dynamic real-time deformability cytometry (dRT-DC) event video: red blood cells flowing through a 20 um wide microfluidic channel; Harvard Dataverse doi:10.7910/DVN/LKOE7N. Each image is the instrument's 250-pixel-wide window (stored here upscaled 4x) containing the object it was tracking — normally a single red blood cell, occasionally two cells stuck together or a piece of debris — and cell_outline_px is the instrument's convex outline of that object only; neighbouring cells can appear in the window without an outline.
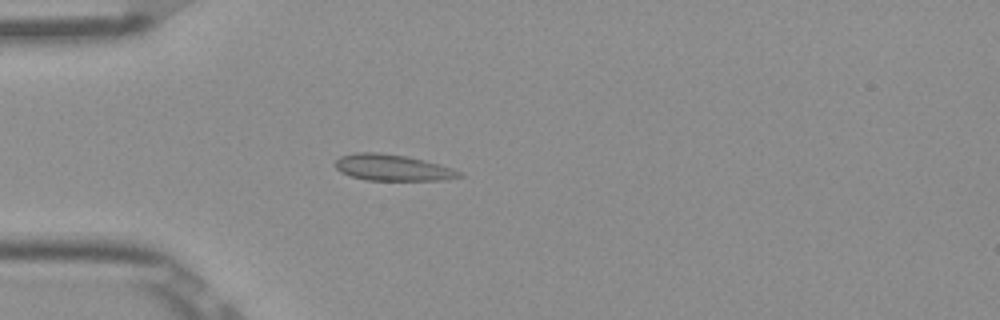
{"species": "Egyptian fruit bat (a non-hibernating species)", "species_latin": "Rousettus aegyptiacus", "temperature_condition": "room temperature", "stored_images_in_passage": 51, "camera_frame_rate_fps": 3000, "um_per_image_px": 0.085, "frame": {"image": 1, "passage_image": 14, "time_ms": 4.333, "image_size_px": [1000, 320], "cell_outline_px": [[464, 176], [440, 180], [364, 180], [340, 172], [336, 168], [336, 160], [340, 156], [352, 152], [376, 152], [404, 156], [440, 164], [452, 168], [460, 172]], "centroid_in_image_um": [33.33, 14.25], "position_along_channel_um": 51.7, "area_um2": 18.84}}
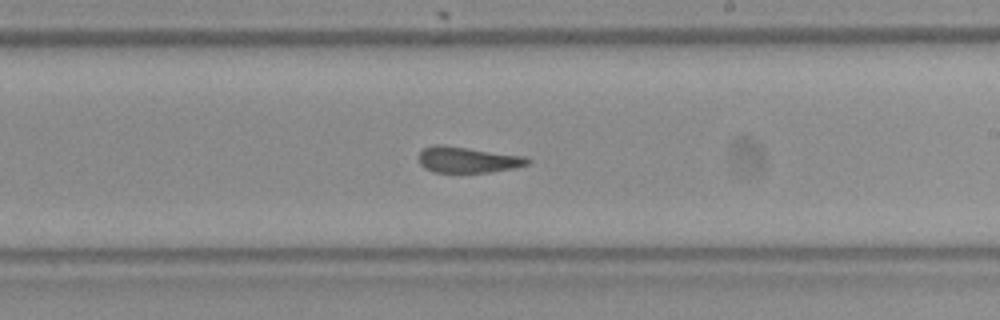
{"frame": {"image": 2, "passage_image": 30, "time_ms": 9.667, "image_size_px": [1000, 320], "cell_outline_px": [[532, 160], [528, 164], [512, 168], [488, 172], [432, 172], [424, 168], [420, 164], [416, 156], [424, 148], [432, 144], [444, 144], [524, 156]], "centroid_in_image_um": [39.68, 13.56], "position_along_channel_um": 249.3, "area_um2": 16.65}}
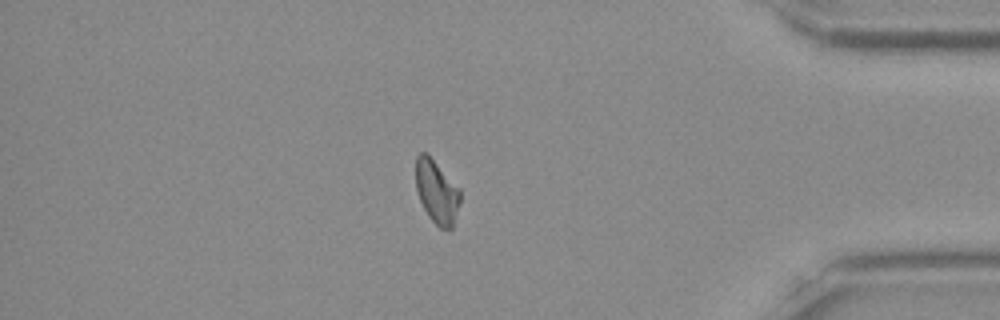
{"frame": {"image": 3, "passage_image": 44, "time_ms": 14.333, "image_size_px": [1000, 320], "cell_outline_px": [[460, 200], [452, 228], [440, 228], [428, 216], [416, 192], [416, 156], [420, 152], [424, 152], [460, 188]], "centroid_in_image_um": [37.11, 16.31], "position_along_channel_um": 398.1, "area_um2": 16.01}}